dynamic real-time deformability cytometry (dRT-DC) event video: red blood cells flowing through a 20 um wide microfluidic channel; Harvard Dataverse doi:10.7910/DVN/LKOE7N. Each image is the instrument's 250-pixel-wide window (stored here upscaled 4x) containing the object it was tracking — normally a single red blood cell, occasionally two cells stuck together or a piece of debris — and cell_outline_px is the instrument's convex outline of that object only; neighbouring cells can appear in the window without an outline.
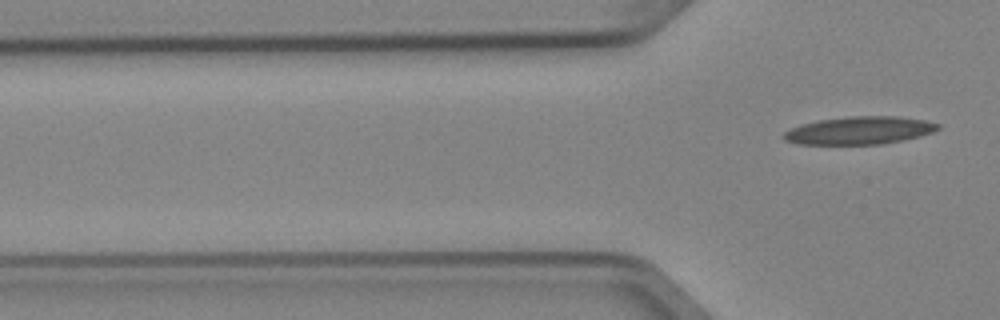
{"species": "Egyptian fruit bat (a non-hibernating species)", "species_latin": "Rousettus aegyptiacus", "temperature_condition": "cold", "stored_images_in_passage": 6, "segment_of_instrument_passage": [2, 2], "camera_frame_rate_fps": 3000, "um_per_image_px": 0.085, "animal": {"sex": "female"}, "frame": {"image": 1, "passage_image": 6, "time_ms": 1.667, "image_size_px": [1000, 320], "cell_outline_px": [[940, 128], [932, 132], [920, 136], [904, 140], [880, 144], [796, 144], [784, 140], [780, 136], [784, 132], [800, 124], [820, 120], [848, 116], [896, 116], [924, 120], [940, 124]], "centroid_in_image_um": [73.02, 11.09], "position_along_channel_um": 52.8, "area_um2": 25.03}}